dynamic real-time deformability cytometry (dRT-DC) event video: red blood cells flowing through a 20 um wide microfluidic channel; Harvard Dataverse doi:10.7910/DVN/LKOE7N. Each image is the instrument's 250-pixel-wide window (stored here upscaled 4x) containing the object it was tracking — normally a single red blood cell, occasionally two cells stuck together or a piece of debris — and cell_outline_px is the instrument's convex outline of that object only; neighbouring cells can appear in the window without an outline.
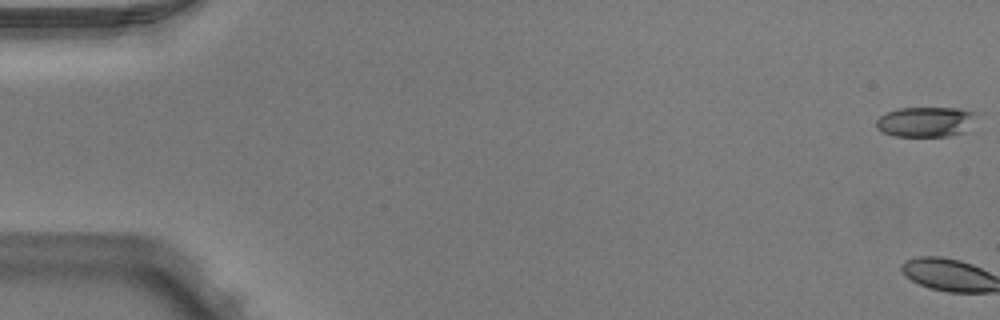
{"species": "Egyptian fruit bat (a non-hibernating species)", "species_latin": "Rousettus aegyptiacus", "temperature_condition": "warm", "stored_images_in_passage": 3, "camera_frame_rate_fps": 3000, "um_per_image_px": 0.085, "animal": {"sex": "male"}, "frame": {"image": 1, "passage_image": 1, "time_ms": 0.0, "image_size_px": [1000, 320], "cell_outline_px": [[976, 112], [964, 132], [948, 136], [896, 136], [884, 132], [876, 128], [876, 120], [880, 116], [888, 112], [900, 108], [960, 108]], "centroid_in_image_um": [78.63, 10.35], "position_along_channel_um": 6.4, "area_um2": 17.22}}